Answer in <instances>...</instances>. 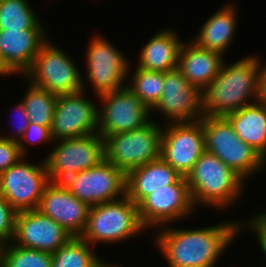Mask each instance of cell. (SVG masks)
<instances>
[{
	"mask_svg": "<svg viewBox=\"0 0 266 267\" xmlns=\"http://www.w3.org/2000/svg\"><path fill=\"white\" fill-rule=\"evenodd\" d=\"M261 64V58L254 54L230 65L224 61L218 75L202 92L204 115L226 117L261 99L264 72Z\"/></svg>",
	"mask_w": 266,
	"mask_h": 267,
	"instance_id": "obj_2",
	"label": "cell"
},
{
	"mask_svg": "<svg viewBox=\"0 0 266 267\" xmlns=\"http://www.w3.org/2000/svg\"><path fill=\"white\" fill-rule=\"evenodd\" d=\"M84 90L57 96L50 127L54 141L98 133V105Z\"/></svg>",
	"mask_w": 266,
	"mask_h": 267,
	"instance_id": "obj_15",
	"label": "cell"
},
{
	"mask_svg": "<svg viewBox=\"0 0 266 267\" xmlns=\"http://www.w3.org/2000/svg\"><path fill=\"white\" fill-rule=\"evenodd\" d=\"M50 183L45 160L33 164L25 156L0 174V195L17 211L37 210Z\"/></svg>",
	"mask_w": 266,
	"mask_h": 267,
	"instance_id": "obj_9",
	"label": "cell"
},
{
	"mask_svg": "<svg viewBox=\"0 0 266 267\" xmlns=\"http://www.w3.org/2000/svg\"><path fill=\"white\" fill-rule=\"evenodd\" d=\"M195 208L184 176L175 184L156 189L138 204L139 217L145 228H160L178 222L192 214Z\"/></svg>",
	"mask_w": 266,
	"mask_h": 267,
	"instance_id": "obj_13",
	"label": "cell"
},
{
	"mask_svg": "<svg viewBox=\"0 0 266 267\" xmlns=\"http://www.w3.org/2000/svg\"><path fill=\"white\" fill-rule=\"evenodd\" d=\"M263 67H264L263 78H266V63L265 65H263Z\"/></svg>",
	"mask_w": 266,
	"mask_h": 267,
	"instance_id": "obj_39",
	"label": "cell"
},
{
	"mask_svg": "<svg viewBox=\"0 0 266 267\" xmlns=\"http://www.w3.org/2000/svg\"><path fill=\"white\" fill-rule=\"evenodd\" d=\"M163 127L161 158L186 177L205 151L202 122H169Z\"/></svg>",
	"mask_w": 266,
	"mask_h": 267,
	"instance_id": "obj_14",
	"label": "cell"
},
{
	"mask_svg": "<svg viewBox=\"0 0 266 267\" xmlns=\"http://www.w3.org/2000/svg\"><path fill=\"white\" fill-rule=\"evenodd\" d=\"M1 249H2V244H0V267H2V264H1Z\"/></svg>",
	"mask_w": 266,
	"mask_h": 267,
	"instance_id": "obj_40",
	"label": "cell"
},
{
	"mask_svg": "<svg viewBox=\"0 0 266 267\" xmlns=\"http://www.w3.org/2000/svg\"><path fill=\"white\" fill-rule=\"evenodd\" d=\"M152 119L141 128L104 139L105 159L127 174L161 157L163 127Z\"/></svg>",
	"mask_w": 266,
	"mask_h": 267,
	"instance_id": "obj_6",
	"label": "cell"
},
{
	"mask_svg": "<svg viewBox=\"0 0 266 267\" xmlns=\"http://www.w3.org/2000/svg\"><path fill=\"white\" fill-rule=\"evenodd\" d=\"M226 118L242 141L260 155L266 151V105L262 99L228 114Z\"/></svg>",
	"mask_w": 266,
	"mask_h": 267,
	"instance_id": "obj_24",
	"label": "cell"
},
{
	"mask_svg": "<svg viewBox=\"0 0 266 267\" xmlns=\"http://www.w3.org/2000/svg\"><path fill=\"white\" fill-rule=\"evenodd\" d=\"M98 134L107 136L141 128L150 119L151 111L128 87L99 96Z\"/></svg>",
	"mask_w": 266,
	"mask_h": 267,
	"instance_id": "obj_11",
	"label": "cell"
},
{
	"mask_svg": "<svg viewBox=\"0 0 266 267\" xmlns=\"http://www.w3.org/2000/svg\"><path fill=\"white\" fill-rule=\"evenodd\" d=\"M81 75L72 58L47 40L23 76L26 81L58 96L85 91V79Z\"/></svg>",
	"mask_w": 266,
	"mask_h": 267,
	"instance_id": "obj_7",
	"label": "cell"
},
{
	"mask_svg": "<svg viewBox=\"0 0 266 267\" xmlns=\"http://www.w3.org/2000/svg\"><path fill=\"white\" fill-rule=\"evenodd\" d=\"M62 184L89 206L126 195V174L106 159L98 165L68 177Z\"/></svg>",
	"mask_w": 266,
	"mask_h": 267,
	"instance_id": "obj_12",
	"label": "cell"
},
{
	"mask_svg": "<svg viewBox=\"0 0 266 267\" xmlns=\"http://www.w3.org/2000/svg\"><path fill=\"white\" fill-rule=\"evenodd\" d=\"M266 166V151L261 155V169Z\"/></svg>",
	"mask_w": 266,
	"mask_h": 267,
	"instance_id": "obj_38",
	"label": "cell"
},
{
	"mask_svg": "<svg viewBox=\"0 0 266 267\" xmlns=\"http://www.w3.org/2000/svg\"><path fill=\"white\" fill-rule=\"evenodd\" d=\"M22 157L17 141L0 137V174Z\"/></svg>",
	"mask_w": 266,
	"mask_h": 267,
	"instance_id": "obj_32",
	"label": "cell"
},
{
	"mask_svg": "<svg viewBox=\"0 0 266 267\" xmlns=\"http://www.w3.org/2000/svg\"><path fill=\"white\" fill-rule=\"evenodd\" d=\"M169 122L199 121L203 116L202 92L176 68L164 73L162 96L152 109Z\"/></svg>",
	"mask_w": 266,
	"mask_h": 267,
	"instance_id": "obj_16",
	"label": "cell"
},
{
	"mask_svg": "<svg viewBox=\"0 0 266 267\" xmlns=\"http://www.w3.org/2000/svg\"><path fill=\"white\" fill-rule=\"evenodd\" d=\"M14 108H15L16 112L18 113L17 117L20 116L19 117L20 118V122H18L20 124L19 125L17 124V126H16V129H17L15 131L16 133L6 135V134H4V131H3V132H1L3 134L2 135L0 134V137L18 142L20 140V138L23 136V134L25 133V131H26V129H27L29 123H30V119L28 117V114L26 112V109H25L24 104L22 103V101L19 102V104H17Z\"/></svg>",
	"mask_w": 266,
	"mask_h": 267,
	"instance_id": "obj_34",
	"label": "cell"
},
{
	"mask_svg": "<svg viewBox=\"0 0 266 267\" xmlns=\"http://www.w3.org/2000/svg\"><path fill=\"white\" fill-rule=\"evenodd\" d=\"M248 220L249 221L245 224H241L240 222V231L242 230V228L243 231H245V228L249 229L250 231H253L257 237V242H259L258 245H260V249L266 257V211H262L259 214H255L254 216H252V218Z\"/></svg>",
	"mask_w": 266,
	"mask_h": 267,
	"instance_id": "obj_33",
	"label": "cell"
},
{
	"mask_svg": "<svg viewBox=\"0 0 266 267\" xmlns=\"http://www.w3.org/2000/svg\"><path fill=\"white\" fill-rule=\"evenodd\" d=\"M200 121L204 131L205 151L217 156L245 181L250 175L261 171V155L240 139L226 117L204 115Z\"/></svg>",
	"mask_w": 266,
	"mask_h": 267,
	"instance_id": "obj_5",
	"label": "cell"
},
{
	"mask_svg": "<svg viewBox=\"0 0 266 267\" xmlns=\"http://www.w3.org/2000/svg\"><path fill=\"white\" fill-rule=\"evenodd\" d=\"M29 0H0V30H45Z\"/></svg>",
	"mask_w": 266,
	"mask_h": 267,
	"instance_id": "obj_25",
	"label": "cell"
},
{
	"mask_svg": "<svg viewBox=\"0 0 266 267\" xmlns=\"http://www.w3.org/2000/svg\"><path fill=\"white\" fill-rule=\"evenodd\" d=\"M45 163L50 182L62 183L68 177L92 168L105 159L104 138L96 133L54 141Z\"/></svg>",
	"mask_w": 266,
	"mask_h": 267,
	"instance_id": "obj_8",
	"label": "cell"
},
{
	"mask_svg": "<svg viewBox=\"0 0 266 267\" xmlns=\"http://www.w3.org/2000/svg\"><path fill=\"white\" fill-rule=\"evenodd\" d=\"M194 206L216 209L233 205L241 197L245 180L214 154L204 151L186 176Z\"/></svg>",
	"mask_w": 266,
	"mask_h": 267,
	"instance_id": "obj_3",
	"label": "cell"
},
{
	"mask_svg": "<svg viewBox=\"0 0 266 267\" xmlns=\"http://www.w3.org/2000/svg\"><path fill=\"white\" fill-rule=\"evenodd\" d=\"M223 56L220 53L202 48L192 40L183 41L178 59V69L182 75L201 92H203L218 75Z\"/></svg>",
	"mask_w": 266,
	"mask_h": 267,
	"instance_id": "obj_20",
	"label": "cell"
},
{
	"mask_svg": "<svg viewBox=\"0 0 266 267\" xmlns=\"http://www.w3.org/2000/svg\"><path fill=\"white\" fill-rule=\"evenodd\" d=\"M143 226L138 205L127 195L115 200L90 206L84 232L80 236L90 245L119 243L137 236Z\"/></svg>",
	"mask_w": 266,
	"mask_h": 267,
	"instance_id": "obj_4",
	"label": "cell"
},
{
	"mask_svg": "<svg viewBox=\"0 0 266 267\" xmlns=\"http://www.w3.org/2000/svg\"><path fill=\"white\" fill-rule=\"evenodd\" d=\"M2 267H52V254L15 245H2Z\"/></svg>",
	"mask_w": 266,
	"mask_h": 267,
	"instance_id": "obj_29",
	"label": "cell"
},
{
	"mask_svg": "<svg viewBox=\"0 0 266 267\" xmlns=\"http://www.w3.org/2000/svg\"><path fill=\"white\" fill-rule=\"evenodd\" d=\"M81 237H72L52 254V267H97L99 256Z\"/></svg>",
	"mask_w": 266,
	"mask_h": 267,
	"instance_id": "obj_27",
	"label": "cell"
},
{
	"mask_svg": "<svg viewBox=\"0 0 266 267\" xmlns=\"http://www.w3.org/2000/svg\"><path fill=\"white\" fill-rule=\"evenodd\" d=\"M261 99L266 100V78H263Z\"/></svg>",
	"mask_w": 266,
	"mask_h": 267,
	"instance_id": "obj_37",
	"label": "cell"
},
{
	"mask_svg": "<svg viewBox=\"0 0 266 267\" xmlns=\"http://www.w3.org/2000/svg\"><path fill=\"white\" fill-rule=\"evenodd\" d=\"M12 73L4 66V64L2 63L1 59H0V76H8L11 75Z\"/></svg>",
	"mask_w": 266,
	"mask_h": 267,
	"instance_id": "obj_36",
	"label": "cell"
},
{
	"mask_svg": "<svg viewBox=\"0 0 266 267\" xmlns=\"http://www.w3.org/2000/svg\"><path fill=\"white\" fill-rule=\"evenodd\" d=\"M97 267H122V266H121V264L119 266V265L112 264L110 262L107 263L106 260L104 261V260L99 258L98 263H97Z\"/></svg>",
	"mask_w": 266,
	"mask_h": 267,
	"instance_id": "obj_35",
	"label": "cell"
},
{
	"mask_svg": "<svg viewBox=\"0 0 266 267\" xmlns=\"http://www.w3.org/2000/svg\"><path fill=\"white\" fill-rule=\"evenodd\" d=\"M197 229L158 228L155 244L168 267H215L221 254L240 234V222L234 220Z\"/></svg>",
	"mask_w": 266,
	"mask_h": 267,
	"instance_id": "obj_1",
	"label": "cell"
},
{
	"mask_svg": "<svg viewBox=\"0 0 266 267\" xmlns=\"http://www.w3.org/2000/svg\"><path fill=\"white\" fill-rule=\"evenodd\" d=\"M85 59L87 81L98 97L126 87L124 80L130 71V61L108 39L93 35Z\"/></svg>",
	"mask_w": 266,
	"mask_h": 267,
	"instance_id": "obj_10",
	"label": "cell"
},
{
	"mask_svg": "<svg viewBox=\"0 0 266 267\" xmlns=\"http://www.w3.org/2000/svg\"><path fill=\"white\" fill-rule=\"evenodd\" d=\"M17 211L0 195V244L13 240Z\"/></svg>",
	"mask_w": 266,
	"mask_h": 267,
	"instance_id": "obj_30",
	"label": "cell"
},
{
	"mask_svg": "<svg viewBox=\"0 0 266 267\" xmlns=\"http://www.w3.org/2000/svg\"><path fill=\"white\" fill-rule=\"evenodd\" d=\"M28 89L21 99L31 123L51 127L57 95L28 82Z\"/></svg>",
	"mask_w": 266,
	"mask_h": 267,
	"instance_id": "obj_26",
	"label": "cell"
},
{
	"mask_svg": "<svg viewBox=\"0 0 266 267\" xmlns=\"http://www.w3.org/2000/svg\"><path fill=\"white\" fill-rule=\"evenodd\" d=\"M181 177L182 175L160 157L126 174V195L138 205L156 189L175 184Z\"/></svg>",
	"mask_w": 266,
	"mask_h": 267,
	"instance_id": "obj_21",
	"label": "cell"
},
{
	"mask_svg": "<svg viewBox=\"0 0 266 267\" xmlns=\"http://www.w3.org/2000/svg\"><path fill=\"white\" fill-rule=\"evenodd\" d=\"M23 139V140H22ZM26 142H30V144H41V143H53L54 140L52 139L50 128L44 127L38 124L29 123L25 133L18 141L20 152L23 156H26V149L27 146L24 145ZM26 146V147H25Z\"/></svg>",
	"mask_w": 266,
	"mask_h": 267,
	"instance_id": "obj_31",
	"label": "cell"
},
{
	"mask_svg": "<svg viewBox=\"0 0 266 267\" xmlns=\"http://www.w3.org/2000/svg\"><path fill=\"white\" fill-rule=\"evenodd\" d=\"M237 9L233 3L212 14L192 41L202 48L224 54L233 43L237 30Z\"/></svg>",
	"mask_w": 266,
	"mask_h": 267,
	"instance_id": "obj_23",
	"label": "cell"
},
{
	"mask_svg": "<svg viewBox=\"0 0 266 267\" xmlns=\"http://www.w3.org/2000/svg\"><path fill=\"white\" fill-rule=\"evenodd\" d=\"M72 237L57 222L38 210L19 211L16 214L12 240L15 245L53 254Z\"/></svg>",
	"mask_w": 266,
	"mask_h": 267,
	"instance_id": "obj_17",
	"label": "cell"
},
{
	"mask_svg": "<svg viewBox=\"0 0 266 267\" xmlns=\"http://www.w3.org/2000/svg\"><path fill=\"white\" fill-rule=\"evenodd\" d=\"M90 206L77 199L62 183L50 182L40 198L37 210L53 219L73 237L85 230Z\"/></svg>",
	"mask_w": 266,
	"mask_h": 267,
	"instance_id": "obj_18",
	"label": "cell"
},
{
	"mask_svg": "<svg viewBox=\"0 0 266 267\" xmlns=\"http://www.w3.org/2000/svg\"><path fill=\"white\" fill-rule=\"evenodd\" d=\"M132 76L130 82H127L126 87L138 95L142 103L152 113V109L162 96L164 72L147 71L136 67Z\"/></svg>",
	"mask_w": 266,
	"mask_h": 267,
	"instance_id": "obj_28",
	"label": "cell"
},
{
	"mask_svg": "<svg viewBox=\"0 0 266 267\" xmlns=\"http://www.w3.org/2000/svg\"><path fill=\"white\" fill-rule=\"evenodd\" d=\"M46 35V30H0V59L12 75L31 67Z\"/></svg>",
	"mask_w": 266,
	"mask_h": 267,
	"instance_id": "obj_19",
	"label": "cell"
},
{
	"mask_svg": "<svg viewBox=\"0 0 266 267\" xmlns=\"http://www.w3.org/2000/svg\"><path fill=\"white\" fill-rule=\"evenodd\" d=\"M182 44L177 31L163 28V31L152 36L142 48L137 68L164 73L178 68Z\"/></svg>",
	"mask_w": 266,
	"mask_h": 267,
	"instance_id": "obj_22",
	"label": "cell"
}]
</instances>
